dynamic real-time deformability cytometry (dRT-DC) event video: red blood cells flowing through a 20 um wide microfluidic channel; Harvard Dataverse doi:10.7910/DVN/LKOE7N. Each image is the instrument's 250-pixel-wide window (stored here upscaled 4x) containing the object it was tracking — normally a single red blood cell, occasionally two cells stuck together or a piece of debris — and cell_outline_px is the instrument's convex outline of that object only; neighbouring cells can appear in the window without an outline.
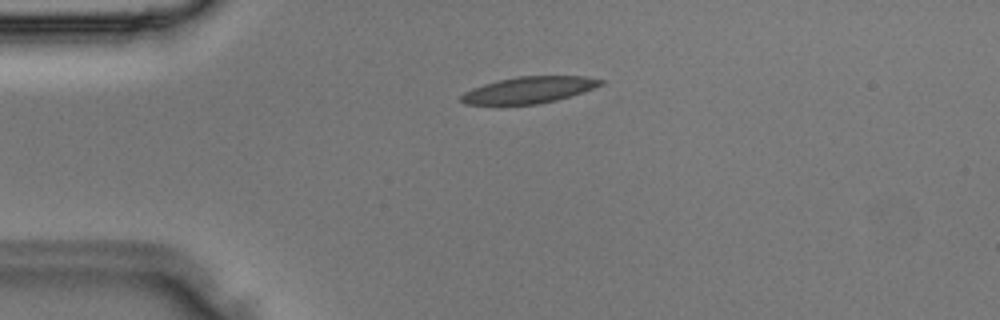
{"species": "Egyptian fruit bat (a non-hibernating species)", "species_latin": "Rousettus aegyptiacus", "temperature_condition": "room temperature", "stored_images_in_passage": 1, "camera_frame_rate_fps": 3000, "um_per_image_px": 0.085, "animal": {"sex": "male"}, "frame": {"image": 1, "passage_image": 1, "time_ms": 0.0, "image_size_px": [1000, 320], "cell_outline_px": [[604, 84], [584, 92], [556, 100], [536, 104], [464, 104], [460, 100], [460, 96], [464, 92], [472, 88], [484, 84], [516, 76], [584, 76], [604, 80]], "centroid_in_image_um": [44.98, 7.64], "position_along_channel_um": 40.0, "area_um2": 21.44}}